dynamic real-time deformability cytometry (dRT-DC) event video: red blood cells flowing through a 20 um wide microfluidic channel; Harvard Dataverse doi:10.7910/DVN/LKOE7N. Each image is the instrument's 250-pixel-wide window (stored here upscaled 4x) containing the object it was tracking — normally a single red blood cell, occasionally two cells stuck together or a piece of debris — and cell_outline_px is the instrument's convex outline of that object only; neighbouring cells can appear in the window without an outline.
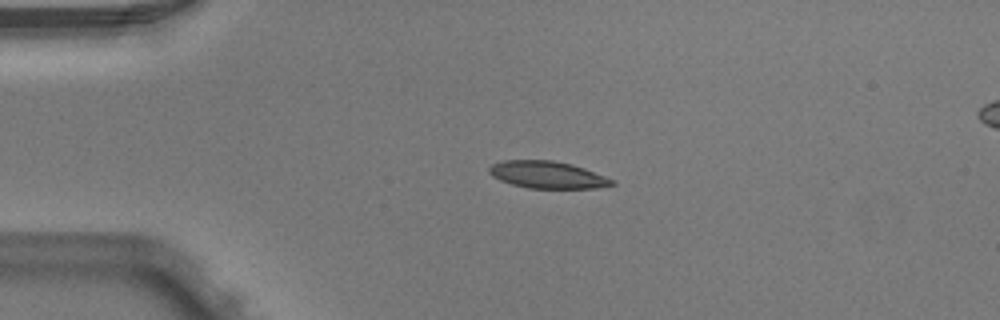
{"species": "Egyptian fruit bat (a non-hibernating species)", "species_latin": "Rousettus aegyptiacus", "temperature_condition": "warm", "stored_images_in_passage": 6, "camera_frame_rate_fps": 3000, "um_per_image_px": 0.085, "animal": {"sex": "male"}, "frame": {"image": 1, "passage_image": 3, "time_ms": 0.667, "image_size_px": [1000, 320], "cell_outline_px": [[616, 184], [596, 188], [528, 188], [512, 184], [500, 180], [492, 176], [488, 172], [488, 168], [492, 164], [504, 160], [552, 160], [572, 164], [584, 168], [616, 180]], "centroid_in_image_um": [46.54, 14.85], "position_along_channel_um": 38.5, "area_um2": 19.48}}
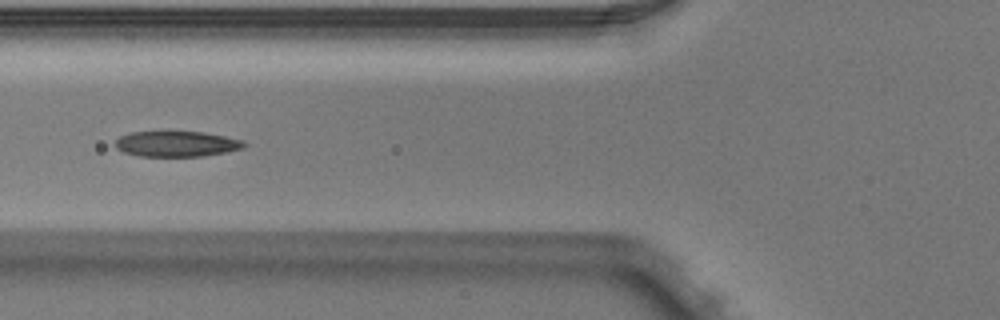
{"frame": {"image": 2, "passage_image": 5, "time_ms": 1.333, "image_size_px": [1000, 320], "cell_outline_px": [[248, 144], [244, 148], [204, 156], [140, 156], [124, 152], [116, 148], [116, 140], [120, 136], [132, 132], [160, 128], [204, 132], [244, 140]], "centroid_in_image_um": [15.0, 12.17], "position_along_channel_um": 110.8, "area_um2": 20.11}}
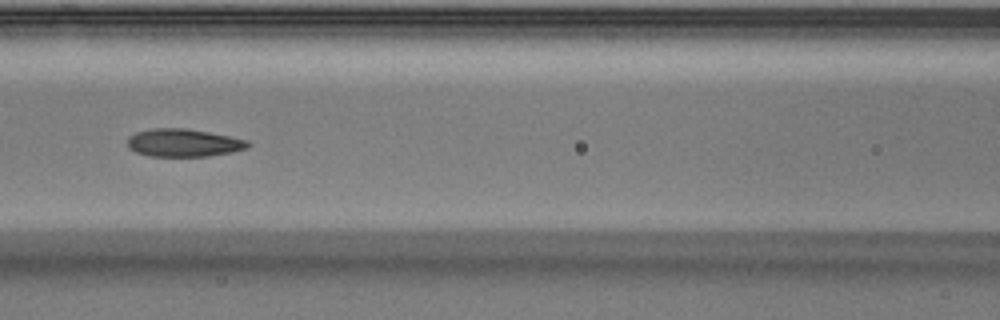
{"frame": {"image": 3, "passage_image": 6, "time_ms": 1.667, "image_size_px": [1000, 320], "cell_outline_px": [[252, 144], [244, 148], [232, 152], [208, 156], [152, 156], [136, 152], [128, 148], [128, 136], [136, 132], [152, 128], [184, 128], [208, 132], [248, 140]], "centroid_in_image_um": [15.58, 12.13], "position_along_channel_um": 151.0, "area_um2": 19.42}}